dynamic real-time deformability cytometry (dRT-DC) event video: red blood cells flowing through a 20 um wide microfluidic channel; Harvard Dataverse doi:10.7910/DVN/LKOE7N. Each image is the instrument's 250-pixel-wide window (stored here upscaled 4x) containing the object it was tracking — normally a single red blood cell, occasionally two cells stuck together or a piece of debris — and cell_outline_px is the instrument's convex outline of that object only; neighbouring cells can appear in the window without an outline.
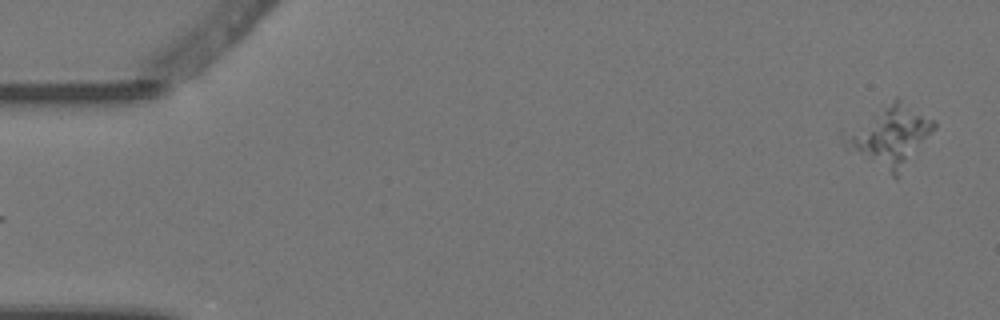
{"species": "Egyptian fruit bat (a non-hibernating species)", "species_latin": "Rousettus aegyptiacus", "temperature_condition": "warm", "stored_images_in_passage": 5, "segment_of_instrument_passage": [2, 2], "camera_frame_rate_fps": 3000, "um_per_image_px": 0.085, "animal": {"sex": "female"}, "frame": {"image": 1, "passage_image": 5, "time_ms": 1.333, "image_size_px": [1000, 320], "cell_outline_px": [[936, 128], [896, 180], [848, 152], [844, 148], [840, 132], [896, 96], [936, 120]], "centroid_in_image_um": [75.58, 11.59], "position_along_channel_um": 9.4, "area_um2": 33.12}}